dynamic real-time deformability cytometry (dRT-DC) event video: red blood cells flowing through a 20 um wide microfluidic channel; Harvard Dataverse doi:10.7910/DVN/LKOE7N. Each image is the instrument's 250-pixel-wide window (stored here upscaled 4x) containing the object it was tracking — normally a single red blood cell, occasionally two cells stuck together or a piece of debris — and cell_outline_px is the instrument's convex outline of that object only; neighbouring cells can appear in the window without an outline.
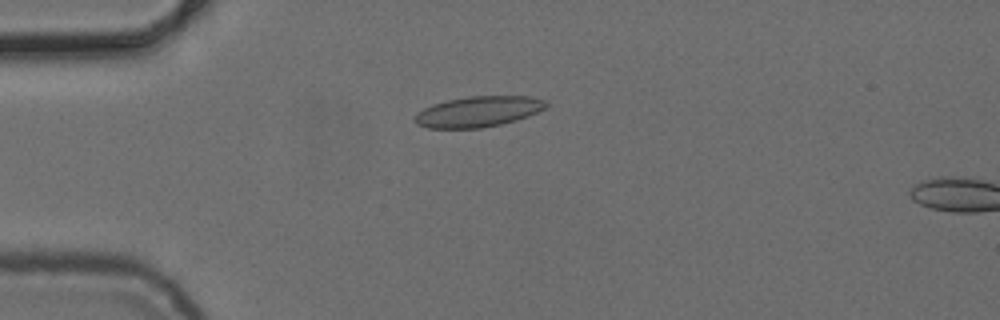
{"species": "common noctule bat (a hibernating species)", "species_latin": "Nyctalus noctula", "temperature_condition": "cold", "stored_images_in_passage": 2, "camera_frame_rate_fps": 3000, "um_per_image_px": 0.085, "animal": {"sex": "female", "body_mass_g": 24.6, "forearm_length_mm": 56.2}, "frame": {"image": 1, "passage_image": 1, "time_ms": 0.0, "image_size_px": [1000, 320], "cell_outline_px": [[548, 104], [544, 108], [528, 116], [516, 120], [500, 124], [480, 128], [428, 128], [416, 124], [412, 120], [424, 108], [432, 104], [448, 100], [468, 96], [532, 96], [544, 100]], "centroid_in_image_um": [40.64, 9.48], "position_along_channel_um": 44.4, "area_um2": 23.29}}